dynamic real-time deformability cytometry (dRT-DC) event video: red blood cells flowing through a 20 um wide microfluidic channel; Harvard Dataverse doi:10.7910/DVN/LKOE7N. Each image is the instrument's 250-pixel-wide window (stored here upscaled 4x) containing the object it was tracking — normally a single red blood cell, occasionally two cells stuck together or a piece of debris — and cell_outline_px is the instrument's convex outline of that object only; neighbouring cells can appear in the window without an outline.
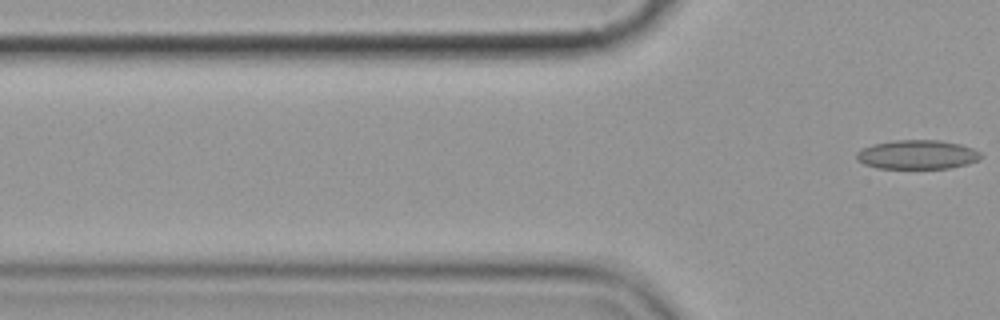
{"species": "common noctule bat (a hibernating species)", "species_latin": "Nyctalus noctula", "temperature_condition": "cold", "stored_images_in_passage": 7, "segment_of_instrument_passage": [2, 2], "camera_frame_rate_fps": 3000, "um_per_image_px": 0.085, "animal": {"sex": "female", "body_mass_g": 19.9}, "frame": {"image": 1, "passage_image": 7, "time_ms": 8.0, "image_size_px": [1000, 320], "cell_outline_px": [[984, 156], [980, 160], [968, 164], [952, 168], [876, 168], [864, 164], [856, 160], [856, 152], [872, 144], [896, 140], [940, 140], [960, 144], [972, 148], [980, 152]], "centroid_in_image_um": [78.0, 13.14], "position_along_channel_um": 47.8, "area_um2": 21.27}}